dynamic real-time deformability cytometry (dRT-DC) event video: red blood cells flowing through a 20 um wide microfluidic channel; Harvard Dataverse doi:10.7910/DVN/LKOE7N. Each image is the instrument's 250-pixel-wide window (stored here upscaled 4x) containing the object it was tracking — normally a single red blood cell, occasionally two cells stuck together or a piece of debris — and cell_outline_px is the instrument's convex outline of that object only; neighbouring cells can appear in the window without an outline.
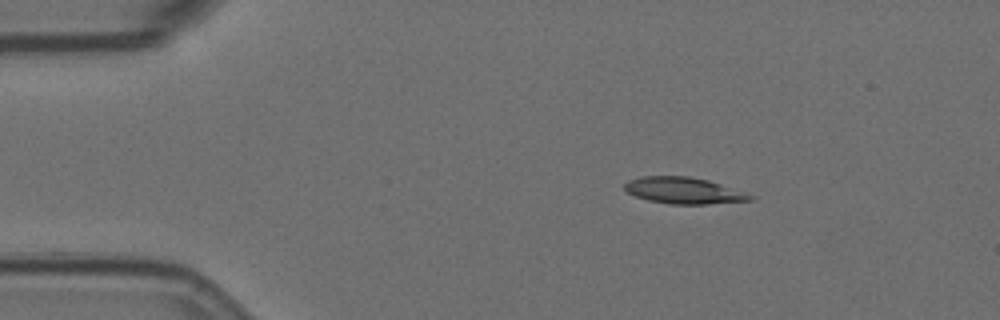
{"species": "Egyptian fruit bat (a non-hibernating species)", "species_latin": "Rousettus aegyptiacus", "temperature_condition": "room temperature", "stored_images_in_passage": 48, "camera_frame_rate_fps": 3000, "um_per_image_px": 0.085, "animal": {"sex": "female"}, "frame": {"image": 1, "passage_image": 1, "time_ms": 0.0, "image_size_px": [1000, 320], "cell_outline_px": [[756, 200], [708, 204], [668, 204], [648, 200], [636, 196], [628, 192], [624, 188], [624, 184], [628, 180], [640, 176], [688, 176], [708, 180], [748, 192], [756, 196]], "centroid_in_image_um": [58.18, 16.2], "position_along_channel_um": 26.8, "area_um2": 19.65}}
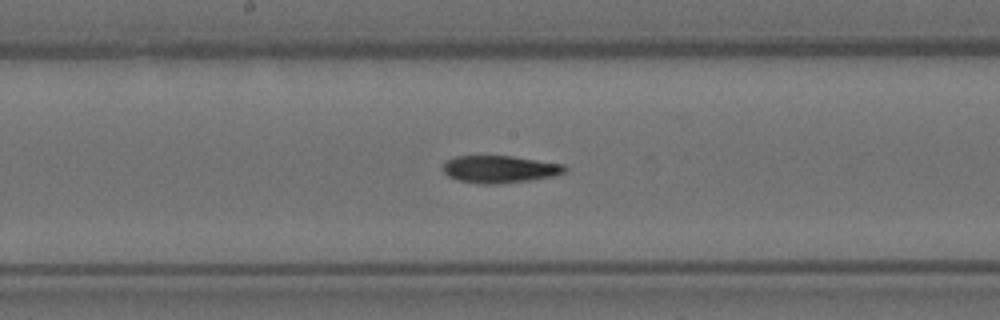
{"frame": {"image": 2, "passage_image": 21, "time_ms": 6.667, "image_size_px": [1000, 320], "cell_outline_px": [[568, 168], [564, 172], [556, 176], [500, 184], [480, 184], [456, 180], [448, 176], [444, 172], [444, 164], [448, 160], [456, 156], [512, 156], [564, 164]], "centroid_in_image_um": [42.5, 14.39], "position_along_channel_um": 205.7, "area_um2": 19.42}}
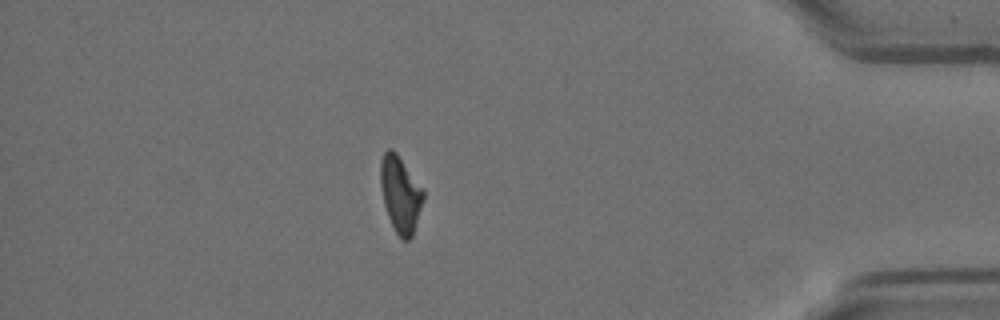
{"frame": {"image": 3, "passage_image": 41, "time_ms": 13.333, "image_size_px": [1000, 320], "cell_outline_px": [[424, 200], [412, 236], [408, 240], [404, 240], [396, 232], [388, 216], [384, 204], [380, 184], [380, 160], [384, 152], [388, 148], [392, 148], [396, 152], [424, 192]], "centroid_in_image_um": [34.01, 16.49], "position_along_channel_um": 401.2, "area_um2": 18.73}, "authors_computed_cell_mechanics": {"area_um2": 19.6231, "velocity_mm_per_s": 3.5782, "shape_relaxation_time_tau1_ms": null, "shape_relaxation_time_tau2_ms": 8.6743, "deformation_change_tau1": null, "deformation_change_tau2": 0.1854}}